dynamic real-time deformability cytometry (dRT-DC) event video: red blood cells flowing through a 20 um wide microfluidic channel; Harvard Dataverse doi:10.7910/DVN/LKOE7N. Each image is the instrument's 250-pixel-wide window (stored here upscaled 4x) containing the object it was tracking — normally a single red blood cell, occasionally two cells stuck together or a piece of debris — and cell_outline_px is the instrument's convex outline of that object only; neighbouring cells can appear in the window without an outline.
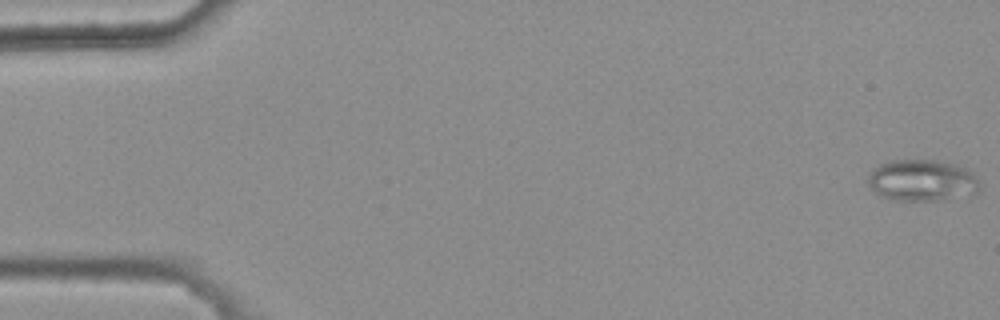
{"species": "common noctule bat (a hibernating species)", "species_latin": "Nyctalus noctula", "temperature_condition": "warm", "stored_images_in_passage": 6, "camera_frame_rate_fps": 3000, "um_per_image_px": 0.085, "animal": {"sex": "female", "body_mass_g": 25.1}, "frame": {"image": 1, "passage_image": 1, "time_ms": 0.0, "image_size_px": [1000, 320], "cell_outline_px": [[980, 188], [976, 196], [968, 200], [896, 200], [880, 196], [868, 188], [868, 172], [880, 164], [888, 160], [936, 160], [960, 164], [980, 184]], "centroid_in_image_um": [78.41, 15.37], "position_along_channel_um": 6.6, "area_um2": 27.92}}